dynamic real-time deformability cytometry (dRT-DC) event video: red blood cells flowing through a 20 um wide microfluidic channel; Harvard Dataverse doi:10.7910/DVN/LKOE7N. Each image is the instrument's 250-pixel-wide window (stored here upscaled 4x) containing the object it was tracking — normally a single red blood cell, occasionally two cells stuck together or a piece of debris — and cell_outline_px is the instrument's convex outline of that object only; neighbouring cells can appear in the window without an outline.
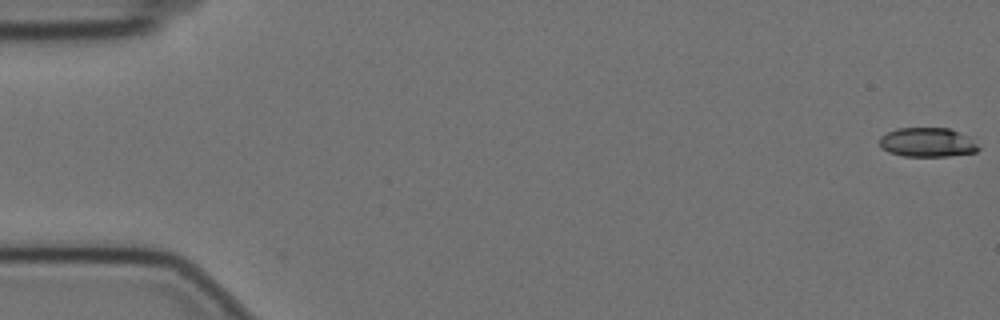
{"species": "Egyptian fruit bat (a non-hibernating species)", "species_latin": "Rousettus aegyptiacus", "temperature_condition": "cold", "stored_images_in_passage": 3, "camera_frame_rate_fps": 3000, "um_per_image_px": 0.085, "animal": {"sex": "female"}, "frame": {"image": 1, "passage_image": 3, "time_ms": 0.667, "image_size_px": [1000, 320], "cell_outline_px": [[980, 148], [976, 152], [948, 156], [904, 156], [888, 152], [880, 148], [880, 136], [896, 128], [948, 128], [960, 132], [968, 136]], "centroid_in_image_um": [78.8, 12.1], "position_along_channel_um": 6.2, "area_um2": 16.88}}